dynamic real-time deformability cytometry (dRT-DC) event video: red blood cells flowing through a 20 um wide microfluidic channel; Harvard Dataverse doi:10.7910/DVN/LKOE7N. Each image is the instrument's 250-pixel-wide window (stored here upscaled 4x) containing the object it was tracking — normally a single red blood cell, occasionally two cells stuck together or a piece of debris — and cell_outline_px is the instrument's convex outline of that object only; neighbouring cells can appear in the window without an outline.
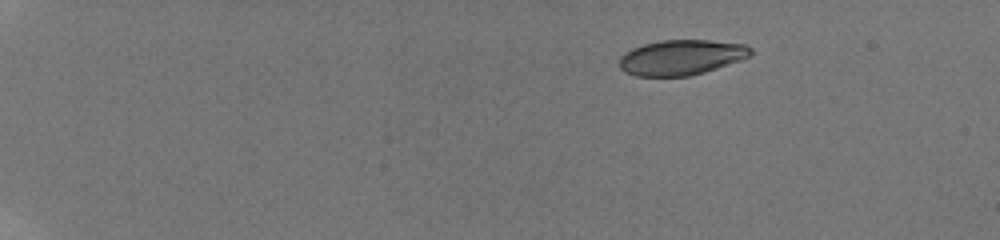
{"species": "human", "species_latin": "Homo sapiens", "temperature_condition": "room temperature", "stored_images_in_passage": 24, "camera_frame_rate_fps": 3000, "um_per_image_px": 0.085, "donor": {"sex": "male"}, "frame": {"image": 1, "passage_image": 1, "time_ms": 0.0, "image_size_px": [1000, 240], "cell_outline_px": [[752, 56], [704, 72], [688, 76], [636, 76], [624, 72], [620, 68], [620, 56], [624, 52], [632, 48], [644, 44], [660, 40], [708, 40], [744, 44], [752, 48]], "centroid_in_image_um": [57.9, 4.87], "position_along_channel_um": 27.1, "area_um2": 26.99}}
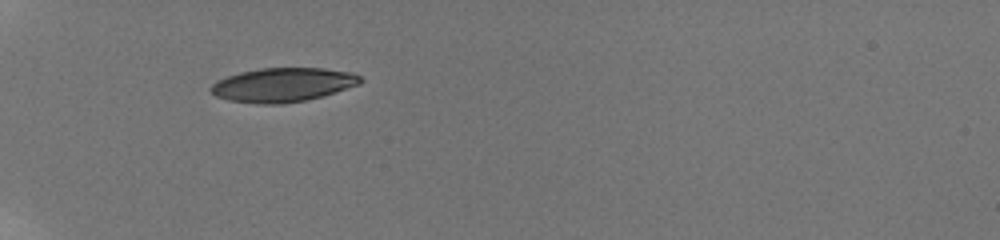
{"frame": {"image": 2, "passage_image": 13, "time_ms": 4.0, "image_size_px": [1000, 240], "cell_outline_px": [[364, 80], [360, 84], [324, 96], [304, 100], [280, 104], [260, 104], [228, 100], [216, 96], [208, 88], [216, 80], [240, 72], [260, 68], [324, 68], [352, 72], [360, 76]], "centroid_in_image_um": [24.06, 7.21], "position_along_channel_um": 60.9, "area_um2": 29.77}}
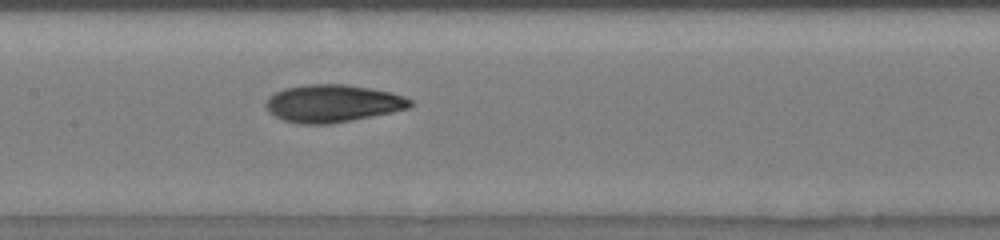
{"frame": {"image": 3, "passage_image": 24, "time_ms": 7.667, "image_size_px": [1000, 240], "cell_outline_px": [[412, 104], [408, 108], [392, 112], [332, 124], [300, 124], [284, 120], [268, 112], [264, 104], [268, 96], [284, 88], [308, 84], [344, 84], [392, 92], [404, 96], [412, 100]], "centroid_in_image_um": [28.25, 8.79], "position_along_channel_um": 179.1, "area_um2": 31.62}}